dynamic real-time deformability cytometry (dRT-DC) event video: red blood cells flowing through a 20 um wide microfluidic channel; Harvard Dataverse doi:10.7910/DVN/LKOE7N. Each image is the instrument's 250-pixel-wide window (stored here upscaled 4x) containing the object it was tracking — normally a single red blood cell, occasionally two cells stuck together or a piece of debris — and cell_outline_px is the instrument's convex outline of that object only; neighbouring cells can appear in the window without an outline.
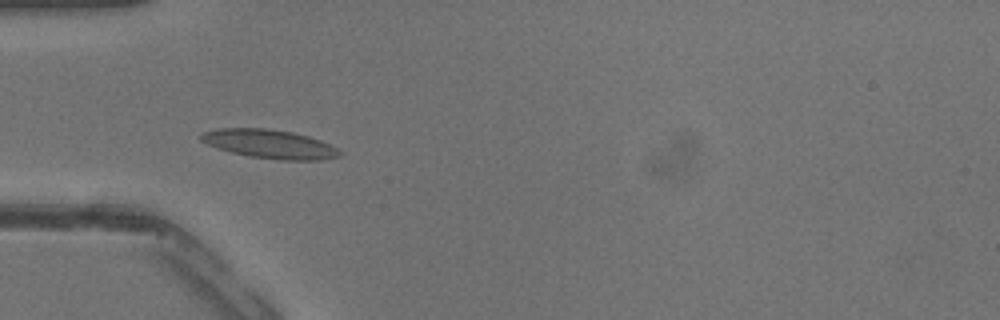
{"species": "common noctule bat (a hibernating species)", "species_latin": "Nyctalus noctula", "temperature_condition": "warm", "stored_images_in_passage": 12, "camera_frame_rate_fps": 3000, "um_per_image_px": 0.085, "animal": {"sex": "male", "body_mass_g": 13.3}, "frame": {"image": 1, "passage_image": 1, "time_ms": 0.0, "image_size_px": [1000, 320], "cell_outline_px": [[344, 152], [340, 156], [320, 160], [280, 160], [248, 156], [216, 148], [200, 140], [200, 136], [204, 132], [216, 128], [268, 128], [292, 132], [308, 136], [320, 140]], "centroid_in_image_um": [22.92, 12.24], "position_along_channel_um": 62.1, "area_um2": 23.29}}
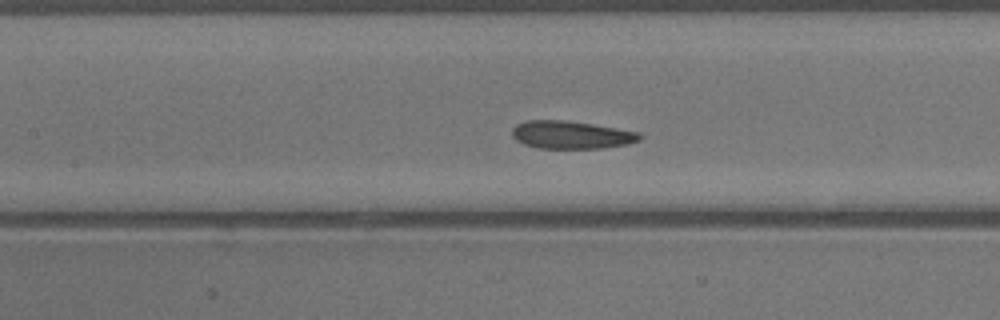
{"frame": {"image": 2, "passage_image": 7, "time_ms": 2.0, "image_size_px": [1000, 320], "cell_outline_px": [[640, 140], [628, 144], [604, 148], [536, 148], [524, 144], [516, 140], [512, 136], [512, 128], [516, 124], [524, 120], [564, 120], [592, 124], [640, 132]], "centroid_in_image_um": [48.52, 11.46], "position_along_channel_um": 158.9, "area_um2": 20.75}}
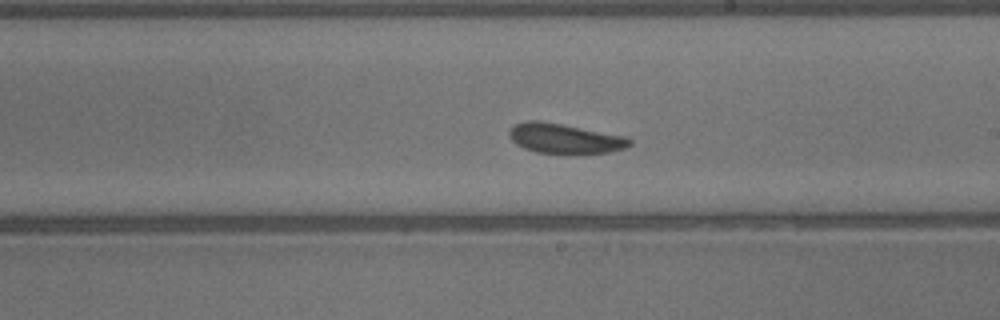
{"frame": {"image": 3, "passage_image": 12, "time_ms": 3.667, "image_size_px": [1000, 320], "cell_outline_px": [[632, 144], [624, 148], [608, 152], [536, 152], [524, 148], [516, 144], [508, 136], [508, 132], [516, 124], [524, 120], [540, 120], [628, 136], [632, 140]], "centroid_in_image_um": [48.0, 11.74], "position_along_channel_um": 241.0, "area_um2": 20.69}}